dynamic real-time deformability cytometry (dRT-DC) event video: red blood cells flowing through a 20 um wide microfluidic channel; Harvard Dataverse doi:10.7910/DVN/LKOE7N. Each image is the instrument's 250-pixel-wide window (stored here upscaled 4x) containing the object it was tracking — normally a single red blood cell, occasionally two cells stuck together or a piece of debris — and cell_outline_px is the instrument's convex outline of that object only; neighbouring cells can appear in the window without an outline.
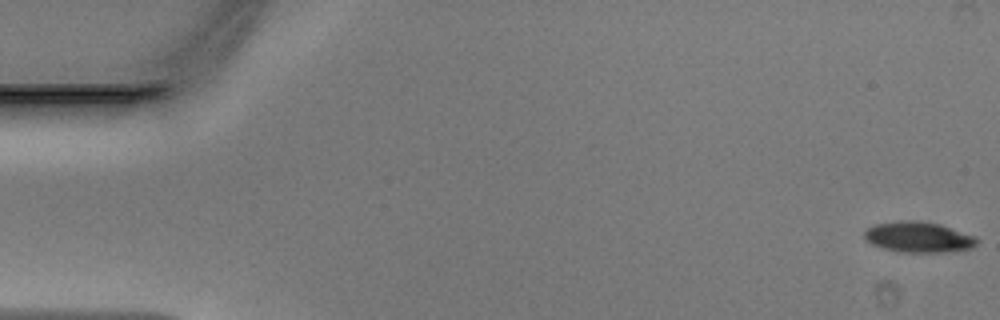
{"species": "Egyptian fruit bat (a non-hibernating species)", "species_latin": "Rousettus aegyptiacus", "temperature_condition": "warm", "stored_images_in_passage": 47, "camera_frame_rate_fps": 3000, "um_per_image_px": 0.085, "animal": {"sex": "male"}, "frame": {"image": 1, "passage_image": 1, "time_ms": 0.0, "image_size_px": [1000, 320], "cell_outline_px": [[980, 240], [972, 248], [944, 252], [896, 252], [880, 248], [864, 240], [864, 232], [868, 228], [876, 224], [900, 220], [920, 220], [940, 224], [976, 236]], "centroid_in_image_um": [78.06, 20.15], "position_along_channel_um": 6.9, "area_um2": 20.4}}
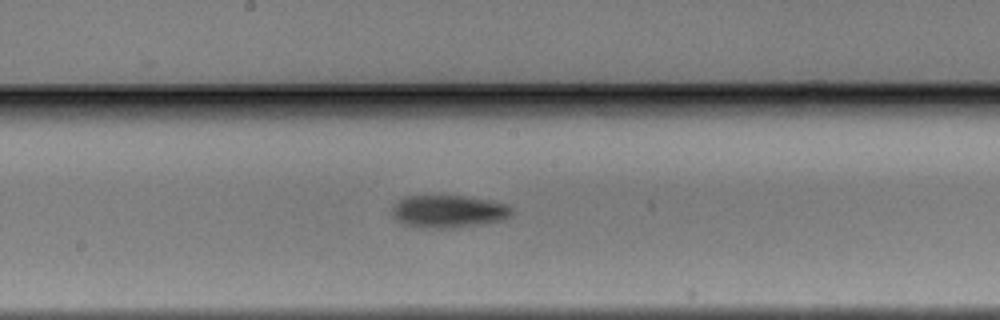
{"frame": {"image": 2, "passage_image": 26, "time_ms": 8.333, "image_size_px": [1000, 320], "cell_outline_px": [[512, 216], [504, 220], [452, 228], [420, 228], [404, 224], [396, 220], [392, 216], [392, 208], [400, 200], [408, 196], [460, 196], [488, 200], [504, 204], [512, 208]], "centroid_in_image_um": [38.11, 17.99], "position_along_channel_um": 210.1, "area_um2": 22.54}}
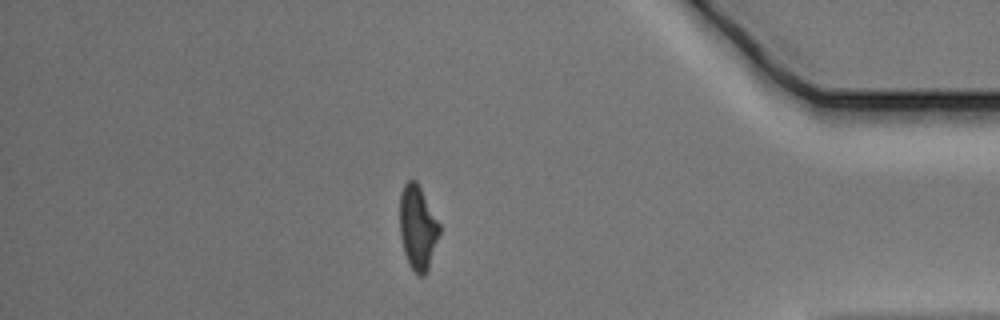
{"frame": {"image": 3, "passage_image": 42, "time_ms": 13.667, "image_size_px": [1000, 320], "cell_outline_px": [[440, 232], [428, 272], [424, 276], [420, 276], [408, 264], [404, 252], [400, 236], [400, 192], [404, 184], [408, 180], [416, 180], [440, 224]], "centroid_in_image_um": [35.5, 19.36], "position_along_channel_um": 399.7, "area_um2": 19.54}}